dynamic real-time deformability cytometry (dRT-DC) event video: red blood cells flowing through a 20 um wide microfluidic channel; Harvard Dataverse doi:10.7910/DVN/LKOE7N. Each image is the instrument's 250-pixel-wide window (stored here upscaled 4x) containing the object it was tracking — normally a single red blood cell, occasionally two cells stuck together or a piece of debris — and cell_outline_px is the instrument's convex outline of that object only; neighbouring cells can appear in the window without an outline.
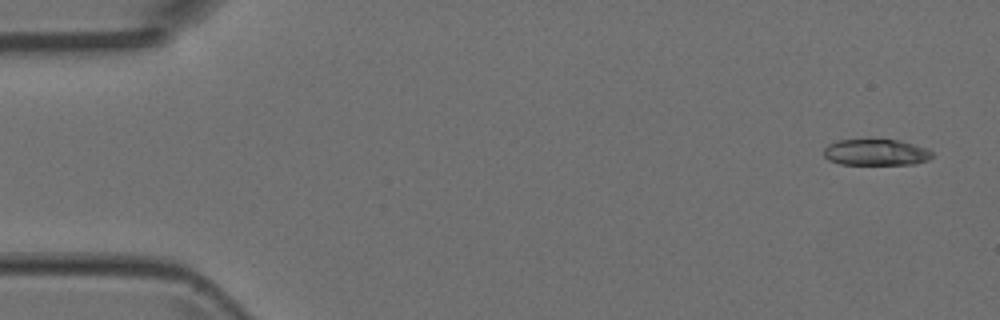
{"species": "Egyptian fruit bat (a non-hibernating species)", "species_latin": "Rousettus aegyptiacus", "temperature_condition": "room temperature", "stored_images_in_passage": 5, "camera_frame_rate_fps": 3000, "um_per_image_px": 0.085, "animal": {"sex": "female"}, "frame": {"image": 1, "passage_image": 1, "time_ms": 0.0, "image_size_px": [1000, 320], "cell_outline_px": [[932, 156], [928, 160], [912, 164], [840, 164], [828, 160], [824, 156], [824, 148], [828, 144], [836, 140], [900, 140], [928, 148], [932, 152]], "centroid_in_image_um": [74.45, 12.95], "position_along_channel_um": 10.6, "area_um2": 16.59}}
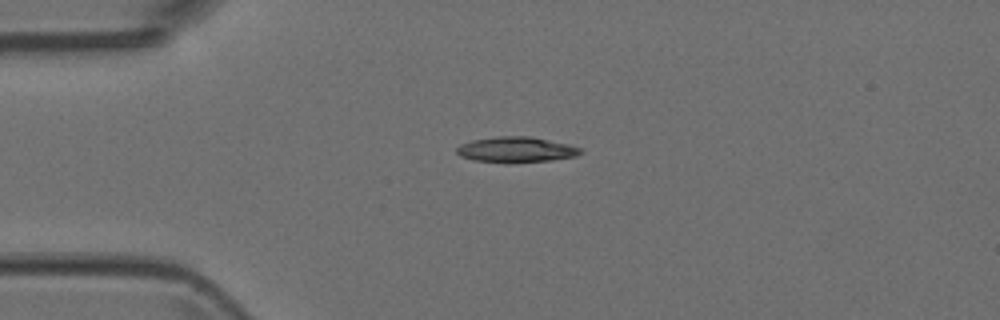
{"frame": {"image": 2, "passage_image": 4, "time_ms": 1.0, "image_size_px": [1000, 320], "cell_outline_px": [[584, 152], [576, 156], [552, 160], [512, 164], [504, 164], [472, 160], [460, 156], [456, 152], [456, 148], [460, 144], [472, 140], [500, 136], [532, 136], [568, 144], [580, 148]], "centroid_in_image_um": [43.85, 12.74], "position_along_channel_um": 41.1, "area_um2": 18.9}}